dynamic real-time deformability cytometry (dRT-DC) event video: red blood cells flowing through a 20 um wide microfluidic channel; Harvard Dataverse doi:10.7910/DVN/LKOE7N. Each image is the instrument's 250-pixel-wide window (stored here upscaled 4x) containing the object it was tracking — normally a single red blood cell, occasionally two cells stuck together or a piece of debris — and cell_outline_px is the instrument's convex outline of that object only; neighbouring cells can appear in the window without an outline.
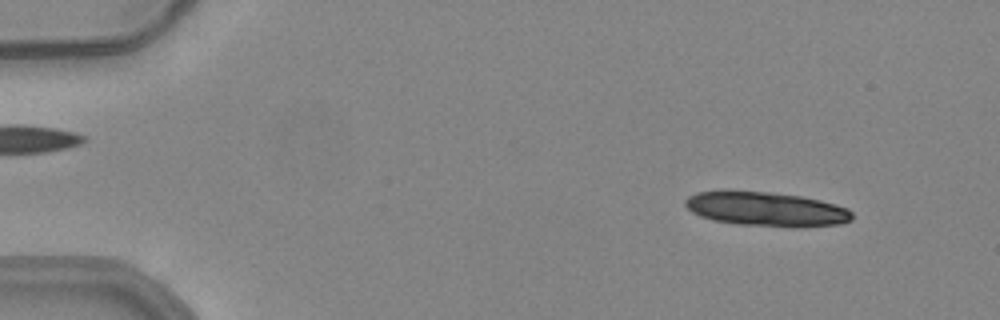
{"species": "common noctule bat (a hibernating species)", "species_latin": "Nyctalus noctula", "temperature_condition": "warm", "stored_images_in_passage": 20, "camera_frame_rate_fps": 3000, "um_per_image_px": 0.085, "animal": {"sex": "female", "body_mass_g": 24.6, "forearm_length_mm": 56.2}, "frame": {"image": 1, "passage_image": 5, "time_ms": 1.333, "image_size_px": [1000, 320], "cell_outline_px": [[852, 220], [840, 224], [800, 228], [796, 228], [740, 224], [712, 220], [700, 216], [692, 212], [684, 204], [684, 200], [688, 196], [696, 192], [724, 188], [728, 188], [768, 192], [800, 196], [820, 200], [836, 204], [848, 208], [852, 212]], "centroid_in_image_um": [65.09, 17.75], "position_along_channel_um": 19.9, "area_um2": 34.33}}
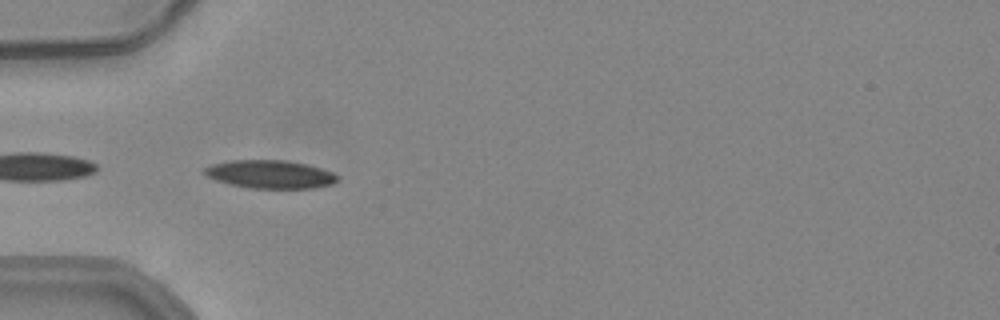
{"frame": {"image": 2, "passage_image": 17, "time_ms": 5.333, "image_size_px": [1000, 320], "cell_outline_px": [[336, 180], [332, 184], [312, 188], [248, 188], [216, 180], [200, 172], [204, 168], [212, 164], [232, 160], [284, 160], [308, 164], [332, 172], [336, 176]], "centroid_in_image_um": [22.92, 14.8], "position_along_channel_um": 62.1, "area_um2": 21.68}}